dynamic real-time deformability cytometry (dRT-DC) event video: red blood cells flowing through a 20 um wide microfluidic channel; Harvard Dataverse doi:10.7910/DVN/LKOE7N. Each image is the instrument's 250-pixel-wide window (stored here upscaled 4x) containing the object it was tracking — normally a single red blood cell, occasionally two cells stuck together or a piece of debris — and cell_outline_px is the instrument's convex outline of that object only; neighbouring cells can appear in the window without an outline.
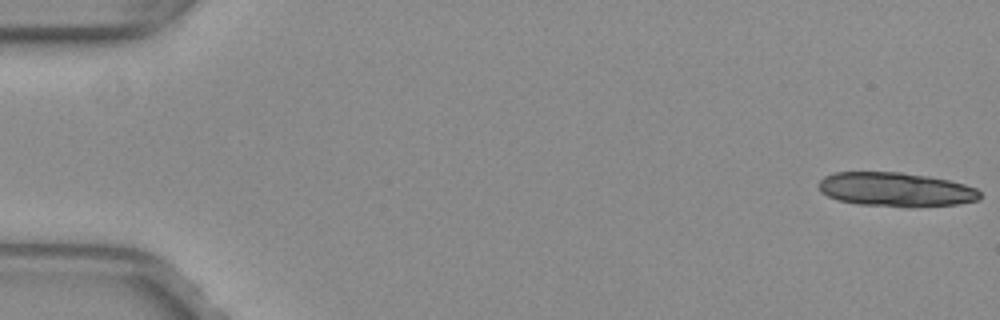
{"species": "common noctule bat (a hibernating species)", "species_latin": "Nyctalus noctula", "temperature_condition": "warm", "stored_images_in_passage": 16, "camera_frame_rate_fps": 3000, "um_per_image_px": 0.085, "animal": {"sex": "female", "body_mass_g": 29.2, "forearm_length_mm": 56.3}, "frame": {"image": 1, "passage_image": 1, "time_ms": 0.0, "image_size_px": [1000, 320], "cell_outline_px": [[980, 200], [956, 204], [912, 208], [856, 204], [836, 200], [820, 192], [816, 184], [824, 176], [832, 172], [900, 172], [928, 176], [948, 180], [964, 184], [976, 188], [980, 192]], "centroid_in_image_um": [76.1, 16.12], "position_along_channel_um": 8.9, "area_um2": 32.6}}